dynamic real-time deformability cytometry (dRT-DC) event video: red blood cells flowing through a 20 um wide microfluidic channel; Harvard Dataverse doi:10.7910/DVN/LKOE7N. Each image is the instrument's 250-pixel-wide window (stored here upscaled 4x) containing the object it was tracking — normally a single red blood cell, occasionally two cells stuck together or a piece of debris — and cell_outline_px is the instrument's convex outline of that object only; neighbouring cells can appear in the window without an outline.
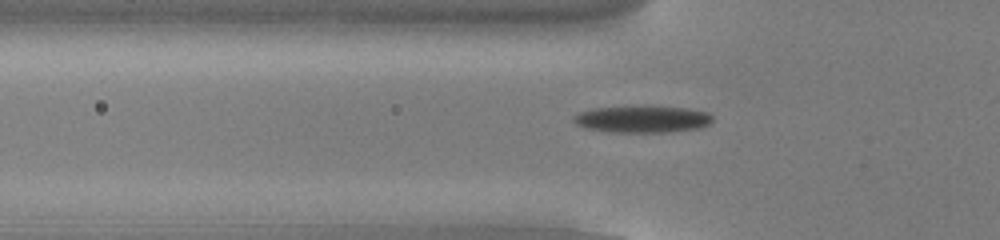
{"species": "common noctule bat (a hibernating species)", "species_latin": "Nyctalus noctula", "temperature_condition": "cold", "stored_images_in_passage": 51, "camera_frame_rate_fps": 3000, "um_per_image_px": 0.085, "animal": {"sex": "male", "body_mass_g": 13.0, "forearm_length_mm": 53.1}, "frame": {"image": 1, "passage_image": 15, "time_ms": 4.667, "image_size_px": [1000, 240], "cell_outline_px": [[712, 120], [708, 124], [700, 128], [668, 132], [608, 132], [588, 128], [576, 124], [572, 120], [572, 116], [580, 112], [592, 108], [644, 104], [652, 104], [688, 108], [708, 112], [712, 116]], "centroid_in_image_um": [54.6, 10.09], "position_along_channel_um": 71.2, "area_um2": 22.6}}
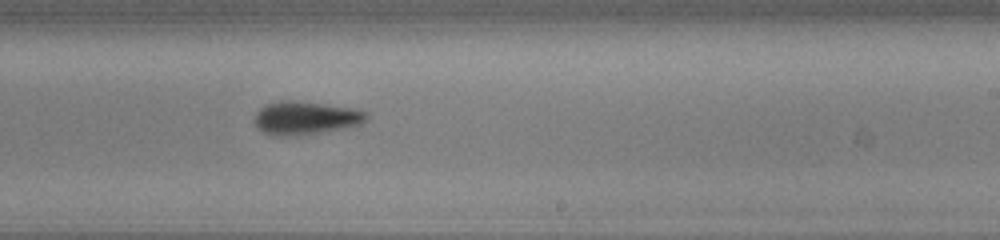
{"frame": {"image": 2, "passage_image": 30, "time_ms": 9.667, "image_size_px": [1000, 240], "cell_outline_px": [[368, 120], [360, 124], [344, 128], [296, 136], [272, 136], [260, 132], [256, 128], [252, 120], [256, 112], [264, 104], [280, 100], [292, 100], [324, 104], [352, 108], [368, 112]], "centroid_in_image_um": [25.9, 10.03], "position_along_channel_um": 263.1, "area_um2": 22.14}}
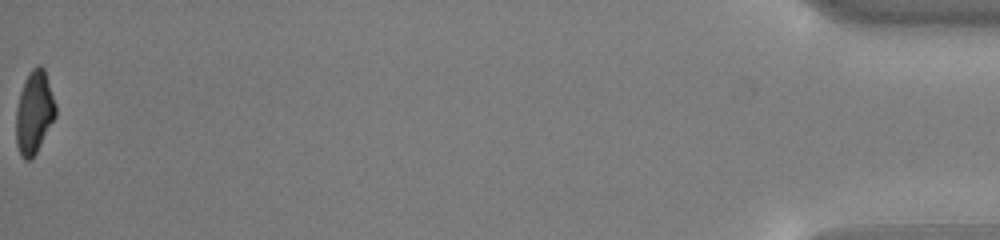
{"frame": {"image": 3, "passage_image": 51, "time_ms": 16.667, "image_size_px": [1000, 240], "cell_outline_px": [[56, 116], [32, 160], [24, 160], [16, 144], [16, 108], [20, 92], [28, 72], [36, 64], [40, 64], [44, 68], [56, 104]], "centroid_in_image_um": [2.91, 9.53], "position_along_channel_um": 432.3, "area_um2": 19.19}, "authors_computed_cell_mechanics": {"area_um2": 20.6346, "velocity_mm_per_s": 3.8427, "shape_relaxation_time_tau1_ms": 3.2075, "shape_relaxation_time_tau2_ms": 6.9734, "deformation_change_tau1": 0.1314, "deformation_change_tau2": 0.1525}}